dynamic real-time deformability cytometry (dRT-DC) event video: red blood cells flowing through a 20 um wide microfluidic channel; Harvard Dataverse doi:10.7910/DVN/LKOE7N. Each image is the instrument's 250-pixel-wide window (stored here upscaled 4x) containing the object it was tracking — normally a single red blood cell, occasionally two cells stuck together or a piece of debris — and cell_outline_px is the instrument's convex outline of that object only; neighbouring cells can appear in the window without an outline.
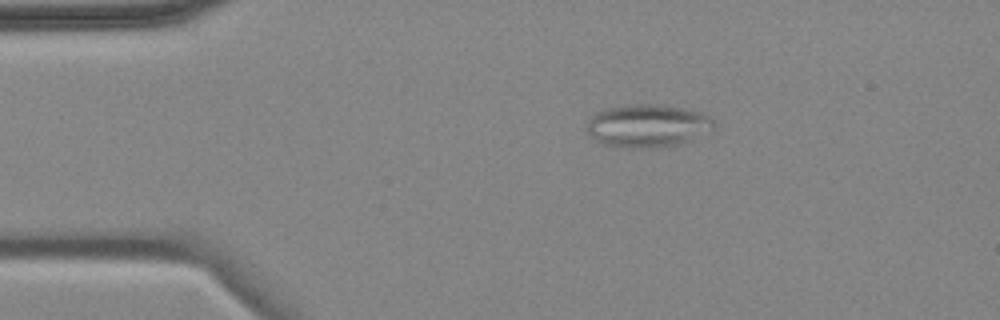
{"species": "common noctule bat (a hibernating species)", "species_latin": "Nyctalus noctula", "temperature_condition": "cold", "stored_images_in_passage": 3, "camera_frame_rate_fps": 3000, "um_per_image_px": 0.085, "animal": {"sex": "female", "body_mass_g": 18.4}, "frame": {"image": 1, "passage_image": 1, "time_ms": 0.0, "image_size_px": [1000, 320], "cell_outline_px": [[716, 128], [712, 132], [676, 144], [648, 148], [624, 148], [604, 144], [596, 140], [588, 132], [588, 120], [596, 112], [608, 108], [628, 104], [656, 104], [684, 108], [704, 112], [716, 124]], "centroid_in_image_um": [55.09, 10.68], "position_along_channel_um": 29.9, "area_um2": 31.85}}